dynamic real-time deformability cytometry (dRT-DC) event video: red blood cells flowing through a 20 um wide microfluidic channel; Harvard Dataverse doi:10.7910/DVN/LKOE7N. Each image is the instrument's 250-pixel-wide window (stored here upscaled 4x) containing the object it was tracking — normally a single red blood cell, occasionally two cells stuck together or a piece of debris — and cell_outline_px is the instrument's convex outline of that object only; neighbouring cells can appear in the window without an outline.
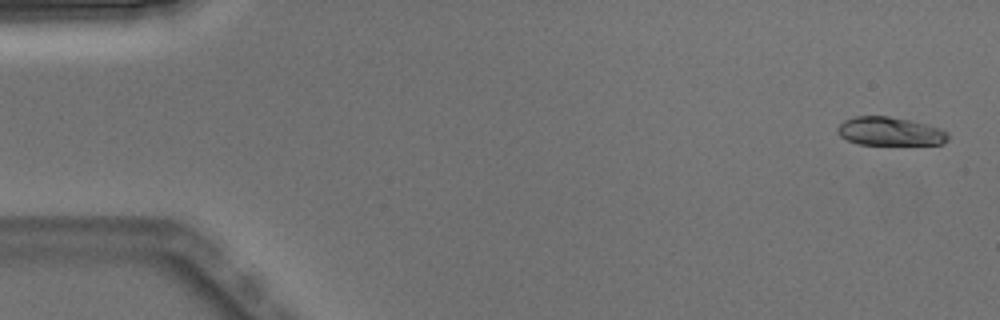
{"species": "Egyptian fruit bat (a non-hibernating species)", "species_latin": "Rousettus aegyptiacus", "temperature_condition": "warm", "stored_images_in_passage": 5, "camera_frame_rate_fps": 3000, "um_per_image_px": 0.085, "animal": {"sex": "male"}, "frame": {"image": 1, "passage_image": 1, "time_ms": 0.0, "image_size_px": [1000, 320], "cell_outline_px": [[948, 140], [944, 144], [860, 144], [848, 140], [840, 136], [836, 132], [836, 128], [844, 120], [856, 116], [888, 116], [928, 124], [940, 128], [948, 132]], "centroid_in_image_um": [75.65, 11.16], "position_along_channel_um": 9.4, "area_um2": 18.32}}
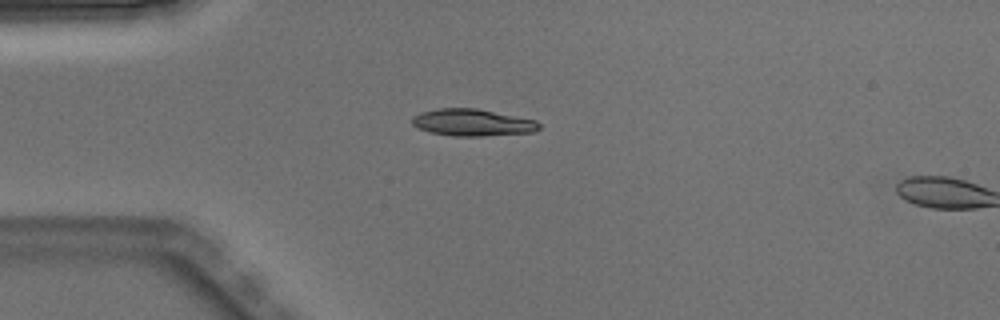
{"frame": {"image": 2, "passage_image": 4, "time_ms": 1.0, "image_size_px": [1000, 320], "cell_outline_px": [[540, 128], [532, 132], [484, 136], [452, 136], [432, 132], [420, 128], [412, 124], [412, 116], [420, 112], [436, 108], [476, 108], [536, 120], [540, 124]], "centroid_in_image_um": [40.15, 10.41], "position_along_channel_um": 44.9, "area_um2": 19.88}}